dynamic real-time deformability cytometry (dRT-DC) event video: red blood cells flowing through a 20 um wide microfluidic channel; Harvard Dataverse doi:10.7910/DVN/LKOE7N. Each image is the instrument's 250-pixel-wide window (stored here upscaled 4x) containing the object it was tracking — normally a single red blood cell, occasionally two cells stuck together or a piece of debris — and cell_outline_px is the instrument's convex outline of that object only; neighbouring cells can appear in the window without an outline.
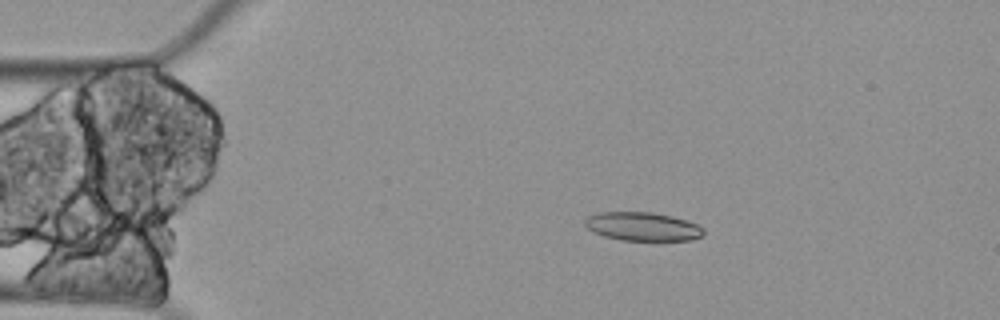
{"species": "Egyptian fruit bat (a non-hibernating species)", "species_latin": "Rousettus aegyptiacus", "temperature_condition": "cold", "stored_images_in_passage": 4, "camera_frame_rate_fps": 3000, "um_per_image_px": 0.085, "animal": {"sex": "female"}, "frame": {"image": 1, "passage_image": 3, "time_ms": 0.667, "image_size_px": [1000, 320], "cell_outline_px": [[704, 236], [688, 240], [620, 240], [604, 236], [588, 228], [584, 224], [584, 220], [588, 216], [600, 212], [652, 212], [672, 216], [696, 224], [704, 228]], "centroid_in_image_um": [54.63, 19.25], "position_along_channel_um": 30.4, "area_um2": 19.65}}